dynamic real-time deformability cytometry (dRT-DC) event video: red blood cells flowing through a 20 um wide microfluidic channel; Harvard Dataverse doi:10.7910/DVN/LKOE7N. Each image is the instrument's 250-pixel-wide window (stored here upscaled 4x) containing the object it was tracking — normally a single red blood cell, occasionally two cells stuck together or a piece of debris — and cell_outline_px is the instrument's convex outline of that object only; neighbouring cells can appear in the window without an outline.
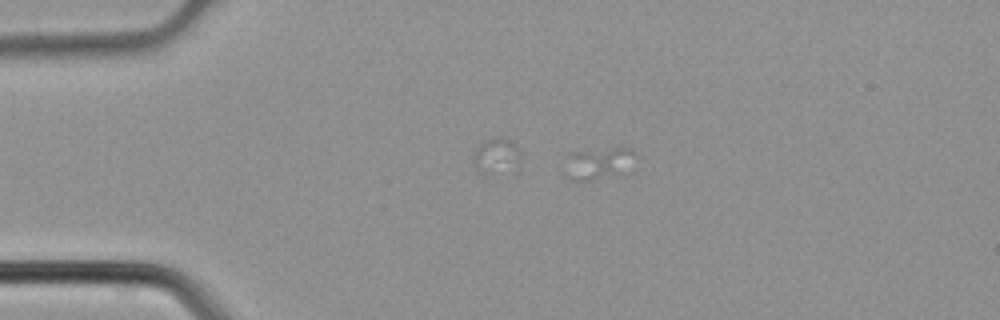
{"species": "common noctule bat (a hibernating species)", "species_latin": "Nyctalus noctula", "temperature_condition": "cold", "stored_images_in_passage": 15, "segment_of_instrument_passage": [2, 2], "camera_frame_rate_fps": 3000, "um_per_image_px": 0.085, "animal": {"sex": "male", "body_mass_g": 21.5, "forearm_length_mm": 52.0}, "frame": {"image": 1, "passage_image": 11, "time_ms": 3.333, "image_size_px": [1000, 320], "cell_outline_px": [[632, 152], [624, 176], [588, 180], [572, 180], [564, 172], [568, 152], [616, 148], [632, 148]], "centroid_in_image_um": [50.79, 13.92], "position_along_channel_um": 34.2, "area_um2": 12.95}}